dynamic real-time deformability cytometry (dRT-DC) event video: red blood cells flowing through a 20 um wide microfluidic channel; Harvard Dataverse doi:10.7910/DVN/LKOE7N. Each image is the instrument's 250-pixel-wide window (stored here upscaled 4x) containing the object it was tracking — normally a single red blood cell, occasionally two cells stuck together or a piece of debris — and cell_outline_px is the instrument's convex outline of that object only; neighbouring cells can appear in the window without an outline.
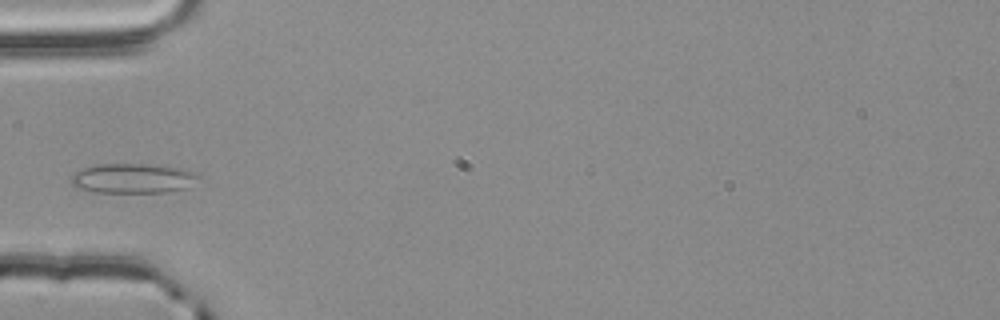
{"species": "common noctule bat (a hibernating species)", "species_latin": "Nyctalus noctula", "temperature_condition": "room temperature", "stored_images_in_passage": 2, "camera_frame_rate_fps": 3000, "um_per_image_px": 0.085, "animal": {"sex": "male", "body_mass_g": 20.4}, "frame": {"image": 1, "passage_image": 2, "time_ms": 0.333, "image_size_px": [1000, 320], "cell_outline_px": [[200, 176], [188, 188], [172, 192], [92, 192], [76, 188], [72, 184], [72, 176], [76, 172], [84, 168], [100, 164], [148, 164], [180, 168], [196, 172]], "centroid_in_image_um": [11.33, 15.17], "position_along_channel_um": 73.7, "area_um2": 22.08}}